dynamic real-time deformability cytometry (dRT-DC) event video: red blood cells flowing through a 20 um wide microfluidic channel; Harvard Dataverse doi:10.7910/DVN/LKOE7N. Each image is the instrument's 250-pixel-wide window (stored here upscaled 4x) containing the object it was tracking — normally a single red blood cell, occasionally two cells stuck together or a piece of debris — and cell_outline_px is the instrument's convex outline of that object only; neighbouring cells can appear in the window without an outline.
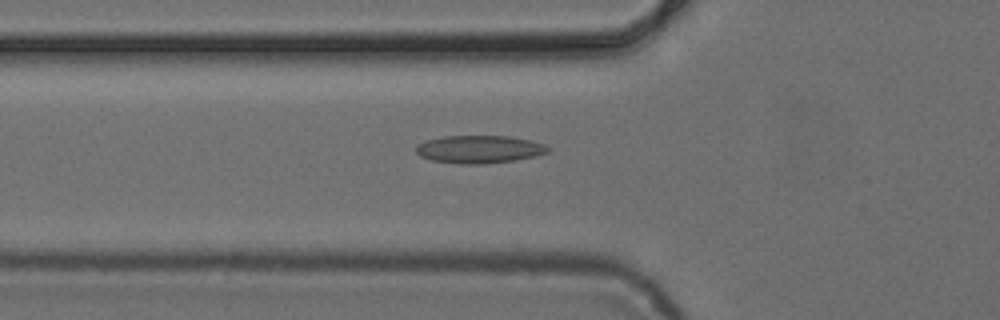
{"species": "common noctule bat (a hibernating species)", "species_latin": "Nyctalus noctula", "temperature_condition": "cold", "stored_images_in_passage": 53, "camera_frame_rate_fps": 3000, "um_per_image_px": 0.085, "animal": {"sex": "female", "body_mass_g": 24.6, "forearm_length_mm": 56.2}, "frame": {"image": 1, "passage_image": 19, "time_ms": 6.0, "image_size_px": [1000, 320], "cell_outline_px": [[548, 152], [536, 156], [516, 160], [484, 164], [460, 164], [432, 160], [420, 156], [416, 152], [416, 148], [424, 140], [444, 136], [508, 136], [528, 140], [544, 144], [548, 148]], "centroid_in_image_um": [40.72, 12.69], "position_along_channel_um": 85.1, "area_um2": 21.27}}
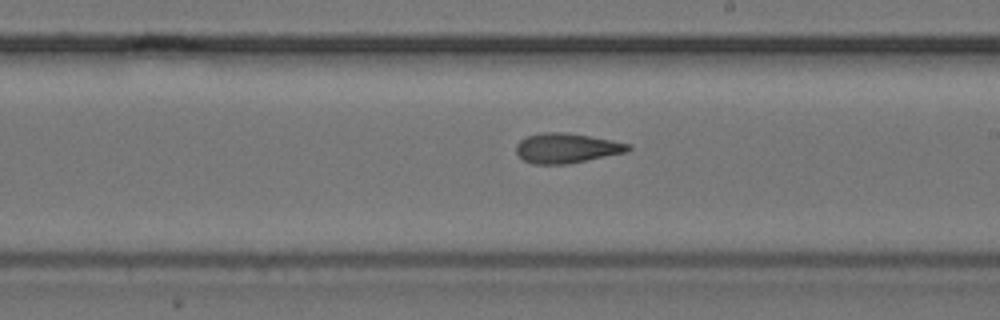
{"frame": {"image": 2, "passage_image": 31, "time_ms": 10.0, "image_size_px": [1000, 320], "cell_outline_px": [[632, 148], [628, 152], [568, 164], [532, 164], [524, 160], [516, 152], [516, 144], [520, 140], [528, 136], [544, 132], [564, 132], [612, 140], [632, 144]], "centroid_in_image_um": [48.19, 12.59], "position_along_channel_um": 240.8, "area_um2": 19.54}}
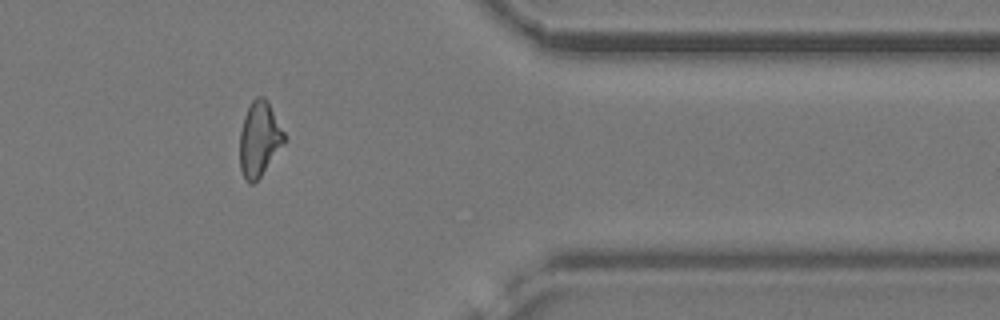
{"frame": {"image": 3, "passage_image": 44, "time_ms": 14.333, "image_size_px": [1000, 320], "cell_outline_px": [[284, 144], [260, 176], [252, 184], [248, 184], [244, 180], [240, 168], [240, 132], [244, 116], [252, 100], [256, 96], [264, 96], [268, 100], [284, 132]], "centroid_in_image_um": [22.03, 11.81], "position_along_channel_um": 389.4, "area_um2": 19.31}, "authors_computed_cell_mechanics": {"area_um2": 19.8832, "velocity_mm_per_s": 3.8722, "shape_relaxation_time_tau1_ms": null, "shape_relaxation_time_tau2_ms": 2.0296, "deformation_change_tau1": null, "deformation_change_tau2": 0.0972}}